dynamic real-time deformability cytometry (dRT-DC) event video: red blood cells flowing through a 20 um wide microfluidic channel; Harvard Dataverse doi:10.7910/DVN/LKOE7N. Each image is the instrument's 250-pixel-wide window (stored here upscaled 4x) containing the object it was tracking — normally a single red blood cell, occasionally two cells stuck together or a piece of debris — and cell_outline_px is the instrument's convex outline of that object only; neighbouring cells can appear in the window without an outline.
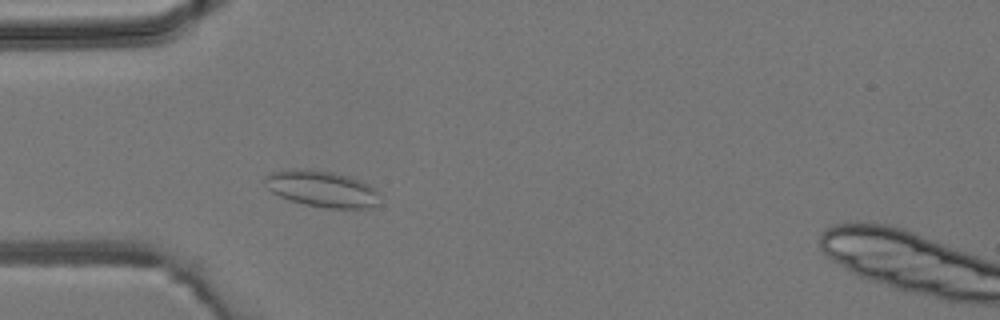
{"species": "common noctule bat (a hibernating species)", "species_latin": "Nyctalus noctula", "temperature_condition": "room temperature", "stored_images_in_passage": 3, "camera_frame_rate_fps": 3000, "um_per_image_px": 0.085, "animal": {"sex": "male", "body_mass_g": 19.2, "forearm_length_mm": 51.8}, "frame": {"image": 1, "passage_image": 2, "time_ms": 1.333, "image_size_px": [1000, 320], "cell_outline_px": [[380, 204], [372, 208], [324, 208], [304, 204], [280, 196], [272, 192], [264, 184], [264, 176], [272, 172], [288, 168], [308, 168], [332, 172], [348, 176], [360, 180], [368, 184], [376, 192]], "centroid_in_image_um": [27.33, 16.04], "position_along_channel_um": 57.7, "area_um2": 24.45}}